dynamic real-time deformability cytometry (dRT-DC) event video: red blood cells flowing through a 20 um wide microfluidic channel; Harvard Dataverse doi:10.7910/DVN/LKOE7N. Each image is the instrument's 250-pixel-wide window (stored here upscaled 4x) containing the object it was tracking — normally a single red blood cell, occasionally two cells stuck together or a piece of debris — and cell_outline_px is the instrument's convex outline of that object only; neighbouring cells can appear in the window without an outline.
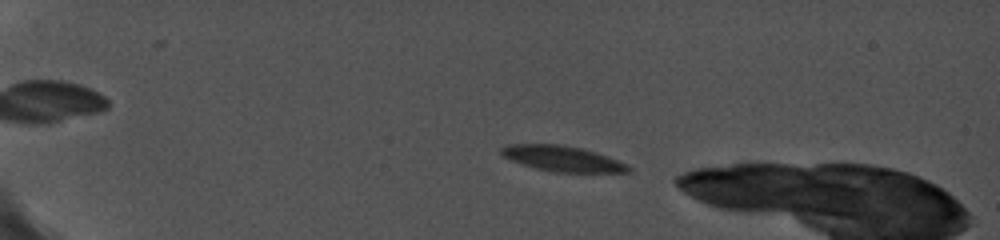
{"species": "common noctule bat (a hibernating species)", "species_latin": "Nyctalus noctula", "temperature_condition": "cold", "stored_images_in_passage": 37, "camera_frame_rate_fps": 5000, "um_per_image_px": 0.085, "animal": {"sex": "female", "body_mass_g": 19.0, "forearm_length_mm": 56.7}, "frame": {"image": 1, "passage_image": 8, "time_ms": 1.0, "image_size_px": [1000, 240], "cell_outline_px": [[632, 172], [552, 172], [520, 164], [500, 156], [500, 148], [508, 144], [560, 144], [584, 148], [608, 156], [628, 164], [632, 168]], "centroid_in_image_um": [47.79, 13.48], "position_along_channel_um": 37.2, "area_um2": 19.25}}
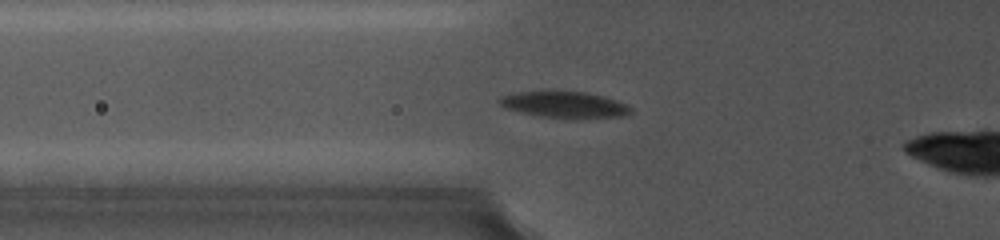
{"frame": {"image": 2, "passage_image": 32, "time_ms": 4.2, "image_size_px": [1000, 240], "cell_outline_px": [[632, 112], [624, 116], [572, 120], [544, 116], [520, 112], [504, 108], [500, 104], [500, 96], [520, 92], [584, 92], [616, 100], [628, 104], [632, 108]], "centroid_in_image_um": [48.04, 8.93], "position_along_channel_um": 77.8, "area_um2": 20.11}}